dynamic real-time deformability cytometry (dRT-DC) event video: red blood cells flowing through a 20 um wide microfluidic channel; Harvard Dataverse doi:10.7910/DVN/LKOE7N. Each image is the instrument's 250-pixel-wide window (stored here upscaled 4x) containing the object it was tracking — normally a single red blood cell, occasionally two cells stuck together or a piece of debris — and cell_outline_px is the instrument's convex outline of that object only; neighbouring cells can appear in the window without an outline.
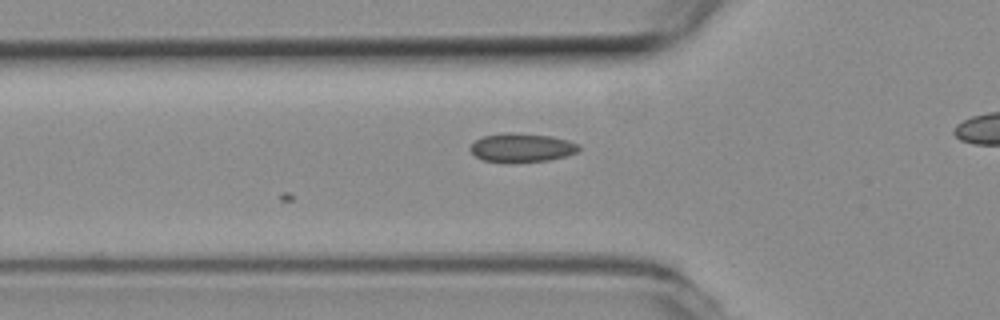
{"species": "common noctule bat (a hibernating species)", "species_latin": "Nyctalus noctula", "temperature_condition": "room temperature", "stored_images_in_passage": 6, "camera_frame_rate_fps": 3000, "um_per_image_px": 0.085, "animal": {"sex": "female", "body_mass_g": 19.3, "forearm_length_mm": 54.1}, "frame": {"image": 1, "passage_image": 2, "time_ms": 0.333, "image_size_px": [1000, 320], "cell_outline_px": [[580, 148], [576, 152], [564, 156], [548, 160], [484, 160], [476, 156], [468, 148], [476, 140], [484, 136], [508, 132], [512, 132], [552, 136], [568, 140], [580, 144]], "centroid_in_image_um": [44.38, 12.5], "position_along_channel_um": 81.4, "area_um2": 17.51}}
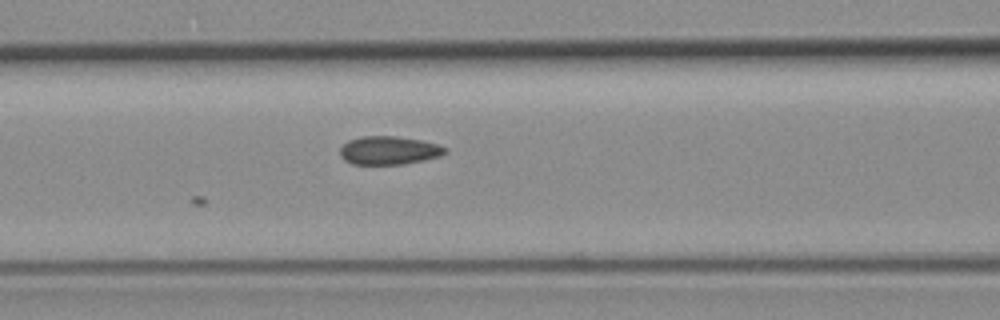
{"frame": {"image": 2, "passage_image": 6, "time_ms": 1.667, "image_size_px": [1000, 320], "cell_outline_px": [[448, 152], [440, 156], [424, 160], [404, 164], [352, 164], [344, 160], [340, 156], [340, 148], [348, 140], [360, 136], [396, 136], [420, 140], [436, 144], [448, 148]], "centroid_in_image_um": [33.05, 12.78], "position_along_channel_um": 133.5, "area_um2": 17.46}}